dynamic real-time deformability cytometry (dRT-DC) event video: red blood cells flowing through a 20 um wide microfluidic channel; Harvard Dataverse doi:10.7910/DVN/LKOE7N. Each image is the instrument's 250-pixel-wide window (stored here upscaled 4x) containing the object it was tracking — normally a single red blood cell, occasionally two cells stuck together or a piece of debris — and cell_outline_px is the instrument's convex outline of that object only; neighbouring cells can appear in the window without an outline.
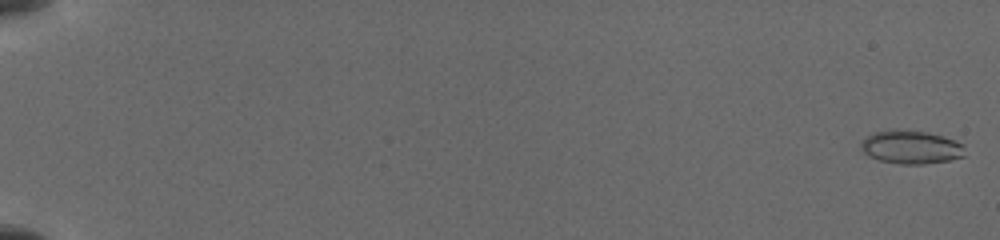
{"species": "common noctule bat (a hibernating species)", "species_latin": "Nyctalus noctula", "temperature_condition": "cold", "stored_images_in_passage": 44, "camera_frame_rate_fps": 3000, "um_per_image_px": 0.085, "animal": {"sex": "female", "body_mass_g": 19.5, "forearm_length_mm": 54.1}, "frame": {"image": 1, "passage_image": 1, "time_ms": 0.0, "image_size_px": [1000, 240], "cell_outline_px": [[964, 156], [948, 160], [924, 164], [900, 164], [880, 160], [868, 156], [860, 148], [860, 140], [872, 132], [928, 132], [944, 136], [964, 144]], "centroid_in_image_um": [77.43, 12.54], "position_along_channel_um": 7.6, "area_um2": 19.77}}
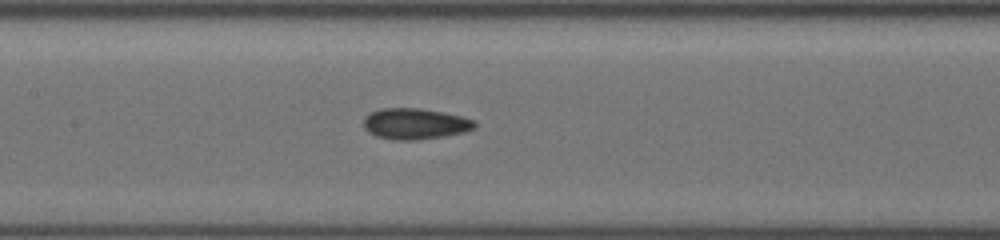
{"frame": {"image": 2, "passage_image": 23, "time_ms": 9.333, "image_size_px": [1000, 240], "cell_outline_px": [[476, 128], [464, 132], [444, 136], [416, 140], [392, 140], [376, 136], [368, 132], [364, 128], [364, 116], [368, 112], [380, 108], [420, 108], [444, 112], [460, 116], [472, 120], [476, 124]], "centroid_in_image_um": [35.23, 10.52], "position_along_channel_um": 172.2, "area_um2": 20.23}}
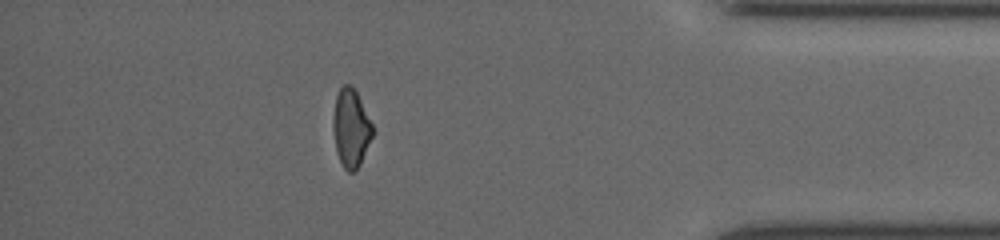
{"frame": {"image": 3, "passage_image": 39, "time_ms": 16.0, "image_size_px": [1000, 240], "cell_outline_px": [[372, 136], [360, 164], [352, 172], [348, 172], [344, 168], [336, 152], [332, 128], [332, 116], [336, 96], [340, 88], [344, 84], [348, 84], [356, 92], [372, 124]], "centroid_in_image_um": [29.79, 10.89], "position_along_channel_um": 405.4, "area_um2": 17.69}}